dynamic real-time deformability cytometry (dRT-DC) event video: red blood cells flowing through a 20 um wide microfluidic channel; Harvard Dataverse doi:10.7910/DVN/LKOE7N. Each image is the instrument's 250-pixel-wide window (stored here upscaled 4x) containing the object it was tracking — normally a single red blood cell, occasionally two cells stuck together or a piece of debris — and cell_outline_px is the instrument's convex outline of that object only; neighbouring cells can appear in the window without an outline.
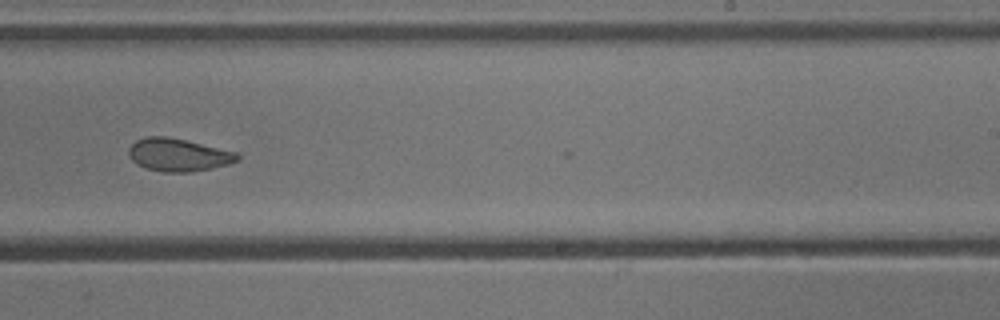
{"species": "common noctule bat (a hibernating species)", "species_latin": "Nyctalus noctula", "temperature_condition": "cold", "stored_images_in_passage": 22, "camera_frame_rate_fps": 3000, "um_per_image_px": 0.085, "animal": {"sex": "male", "body_mass_g": 13.3}, "frame": {"image": 1, "passage_image": 19, "time_ms": 6.0, "image_size_px": [1000, 320], "cell_outline_px": [[240, 160], [228, 164], [212, 168], [192, 172], [164, 172], [148, 168], [136, 164], [132, 160], [128, 152], [128, 148], [136, 140], [148, 136], [164, 136], [184, 140], [236, 152], [240, 156]], "centroid_in_image_um": [15.15, 13.17], "position_along_channel_um": 273.8, "area_um2": 20.58}}